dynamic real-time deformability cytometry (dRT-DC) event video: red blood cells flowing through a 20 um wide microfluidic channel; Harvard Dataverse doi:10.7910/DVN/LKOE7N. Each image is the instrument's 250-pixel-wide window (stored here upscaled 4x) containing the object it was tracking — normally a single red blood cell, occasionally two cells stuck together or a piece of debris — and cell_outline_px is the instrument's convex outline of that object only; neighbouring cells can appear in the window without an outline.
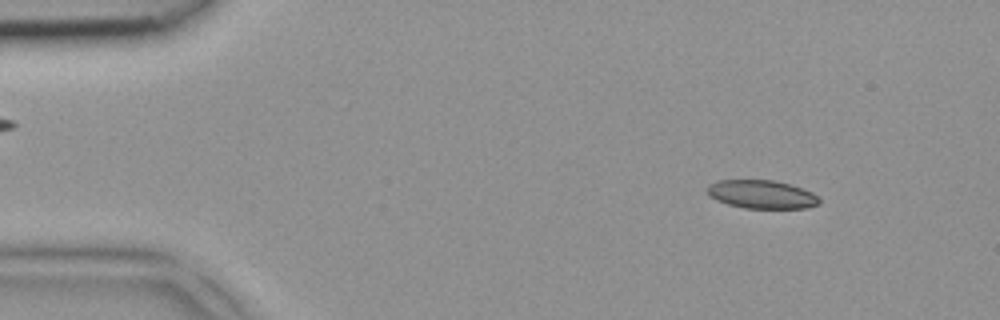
{"species": "common noctule bat (a hibernating species)", "species_latin": "Nyctalus noctula", "temperature_condition": "room temperature", "stored_images_in_passage": 3, "camera_frame_rate_fps": 3000, "um_per_image_px": 0.085, "animal": {"sex": "female", "body_mass_g": 18.4}, "frame": {"image": 1, "passage_image": 1, "time_ms": 0.0, "image_size_px": [1000, 320], "cell_outline_px": [[820, 204], [808, 208], [744, 208], [728, 204], [716, 200], [708, 192], [708, 184], [716, 180], [772, 180], [788, 184], [812, 192], [820, 200]], "centroid_in_image_um": [64.74, 16.52], "position_along_channel_um": 20.3, "area_um2": 18.38}}
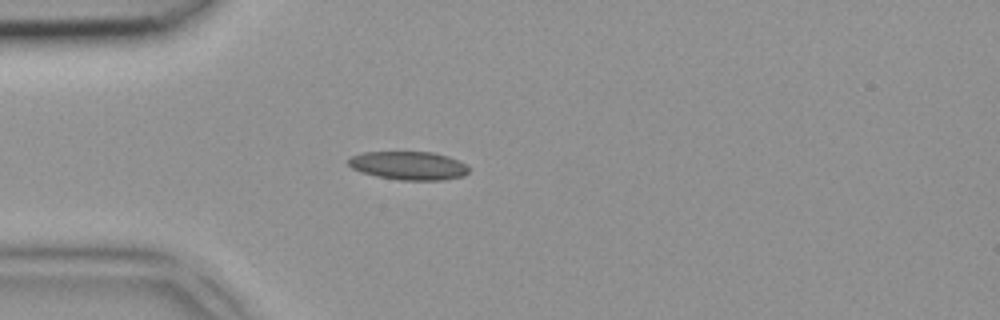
{"frame": {"image": 2, "passage_image": 3, "time_ms": 0.667, "image_size_px": [1000, 320], "cell_outline_px": [[468, 172], [464, 176], [444, 180], [400, 180], [376, 176], [352, 168], [348, 164], [348, 160], [352, 156], [360, 152], [432, 152], [448, 156], [464, 164], [468, 168]], "centroid_in_image_um": [34.72, 14.08], "position_along_channel_um": 50.3, "area_um2": 19.83}}